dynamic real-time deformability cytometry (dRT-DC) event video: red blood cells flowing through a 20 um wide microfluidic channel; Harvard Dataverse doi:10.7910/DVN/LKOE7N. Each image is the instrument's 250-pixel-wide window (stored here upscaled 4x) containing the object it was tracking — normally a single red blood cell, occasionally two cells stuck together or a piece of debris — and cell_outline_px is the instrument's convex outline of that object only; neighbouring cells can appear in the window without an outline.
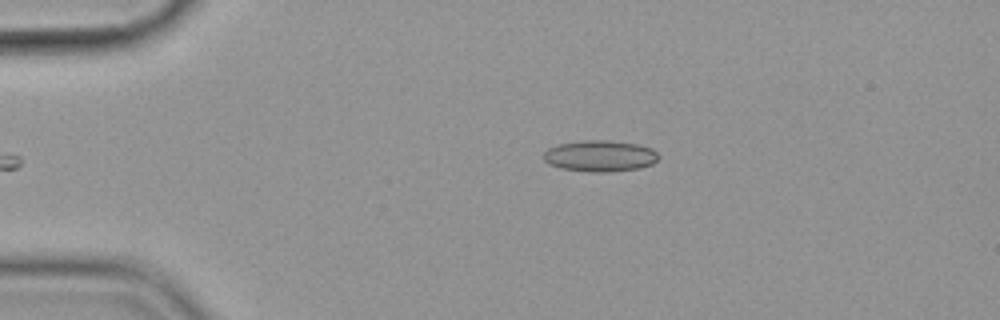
{"species": "common noctule bat (a hibernating species)", "species_latin": "Nyctalus noctula", "temperature_condition": "cold", "stored_images_in_passage": 39, "camera_frame_rate_fps": 3000, "um_per_image_px": 0.085, "animal": {"sex": "female", "body_mass_g": 19.9}, "frame": {"image": 1, "passage_image": 1, "time_ms": 0.0, "image_size_px": [1000, 320], "cell_outline_px": [[660, 156], [652, 164], [640, 168], [608, 172], [592, 172], [560, 168], [548, 164], [544, 160], [544, 152], [548, 148], [556, 144], [580, 140], [608, 140], [636, 144], [652, 148]], "centroid_in_image_um": [50.98, 13.25], "position_along_channel_um": 34.0, "area_um2": 21.1}}
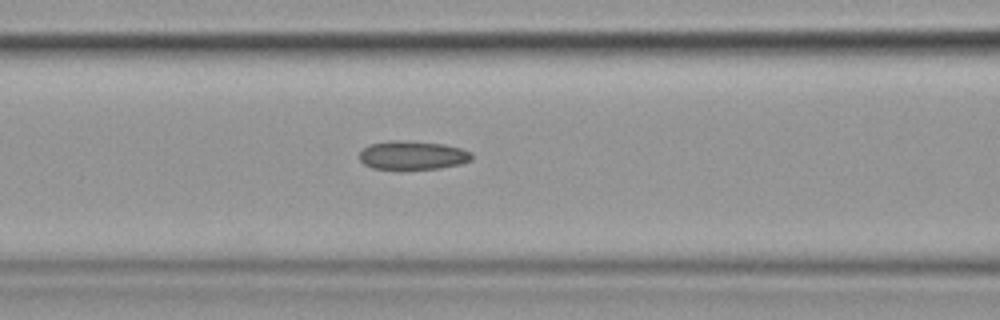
{"frame": {"image": 2, "passage_image": 13, "time_ms": 4.0, "image_size_px": [1000, 320], "cell_outline_px": [[472, 160], [460, 164], [440, 168], [400, 172], [372, 168], [364, 164], [360, 160], [360, 152], [368, 144], [388, 140], [396, 140], [444, 144], [460, 148], [472, 152]], "centroid_in_image_um": [35.03, 13.24], "position_along_channel_um": 131.6, "area_um2": 19.54}}
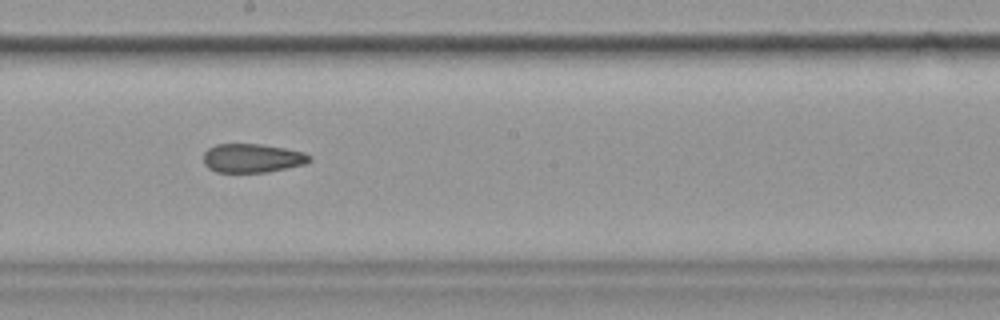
{"frame": {"image": 3, "passage_image": 21, "time_ms": 6.667, "image_size_px": [1000, 320], "cell_outline_px": [[312, 160], [304, 164], [268, 172], [216, 172], [208, 168], [204, 164], [204, 152], [208, 148], [216, 144], [260, 144], [284, 148], [304, 152], [312, 156]], "centroid_in_image_um": [21.44, 13.44], "position_along_channel_um": 226.8, "area_um2": 17.86}, "authors_computed_cell_mechanics": {"area_um2": 18.3804, "velocity_mm_per_s": 3.5835, "shape_relaxation_time_tau1_ms": null, "shape_relaxation_time_tau2_ms": 6.6265, "deformation_change_tau1": null, "deformation_change_tau2": 0.1546}}